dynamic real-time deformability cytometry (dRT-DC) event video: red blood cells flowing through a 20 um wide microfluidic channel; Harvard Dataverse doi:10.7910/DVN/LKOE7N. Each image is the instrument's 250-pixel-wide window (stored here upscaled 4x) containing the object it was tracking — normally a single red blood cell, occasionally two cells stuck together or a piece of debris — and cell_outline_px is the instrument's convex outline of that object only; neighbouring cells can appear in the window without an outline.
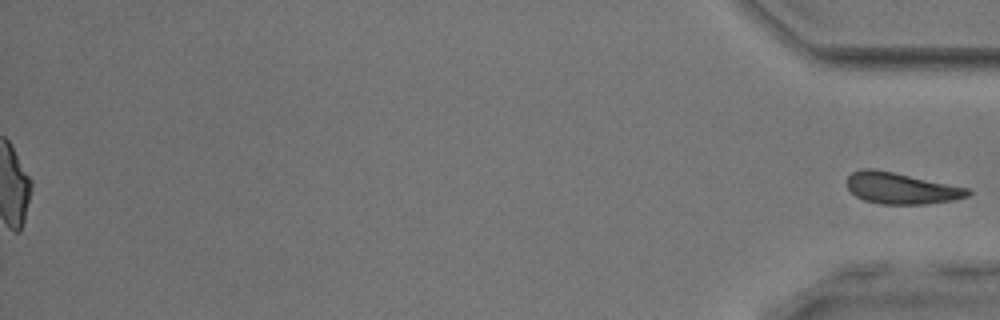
{"species": "common noctule bat (a hibernating species)", "species_latin": "Nyctalus noctula", "temperature_condition": "room temperature", "stored_images_in_passage": 47, "segment_of_instrument_passage": [2, 2], "camera_frame_rate_fps": 3000, "um_per_image_px": 0.085, "animal": {"sex": "male", "body_mass_g": 17.9, "forearm_length_mm": 54.2}, "frame": {"image": 1, "passage_image": 47, "time_ms": 15.333, "image_size_px": [1000, 320], "cell_outline_px": [[972, 192], [968, 196], [956, 200], [924, 204], [880, 204], [864, 200], [856, 196], [848, 188], [848, 176], [852, 172], [860, 168], [872, 168], [892, 172], [968, 188]], "centroid_in_image_um": [76.59, 16.01], "position_along_channel_um": 358.6, "area_um2": 21.91}}